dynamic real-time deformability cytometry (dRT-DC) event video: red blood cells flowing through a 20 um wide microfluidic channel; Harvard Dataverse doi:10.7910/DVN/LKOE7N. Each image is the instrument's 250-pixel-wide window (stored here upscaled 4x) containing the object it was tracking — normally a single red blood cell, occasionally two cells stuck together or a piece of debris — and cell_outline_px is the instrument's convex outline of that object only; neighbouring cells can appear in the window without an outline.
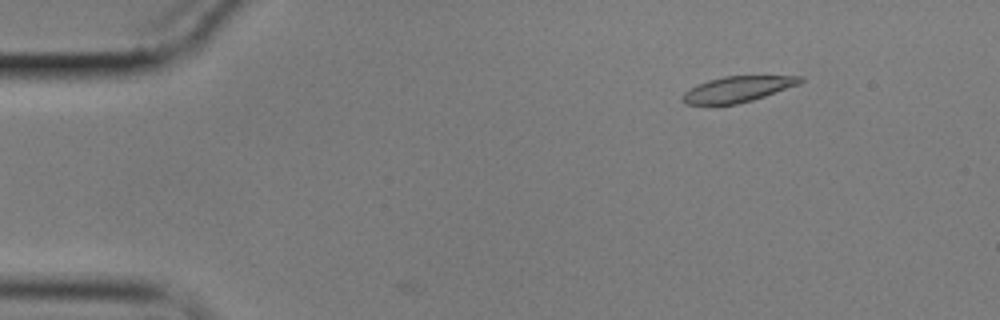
{"species": "common noctule bat (a hibernating species)", "species_latin": "Nyctalus noctula", "temperature_condition": "cold", "stored_images_in_passage": 6, "camera_frame_rate_fps": 3000, "um_per_image_px": 0.085, "animal": {"sex": "male", "body_mass_g": 17.9}, "frame": {"image": 1, "passage_image": 1, "time_ms": 0.0, "image_size_px": [1000, 320], "cell_outline_px": [[804, 80], [800, 84], [752, 100], [736, 104], [684, 104], [680, 96], [684, 92], [696, 84], [708, 80], [724, 76], [804, 76]], "centroid_in_image_um": [62.67, 7.57], "position_along_channel_um": 22.3, "area_um2": 17.63}}